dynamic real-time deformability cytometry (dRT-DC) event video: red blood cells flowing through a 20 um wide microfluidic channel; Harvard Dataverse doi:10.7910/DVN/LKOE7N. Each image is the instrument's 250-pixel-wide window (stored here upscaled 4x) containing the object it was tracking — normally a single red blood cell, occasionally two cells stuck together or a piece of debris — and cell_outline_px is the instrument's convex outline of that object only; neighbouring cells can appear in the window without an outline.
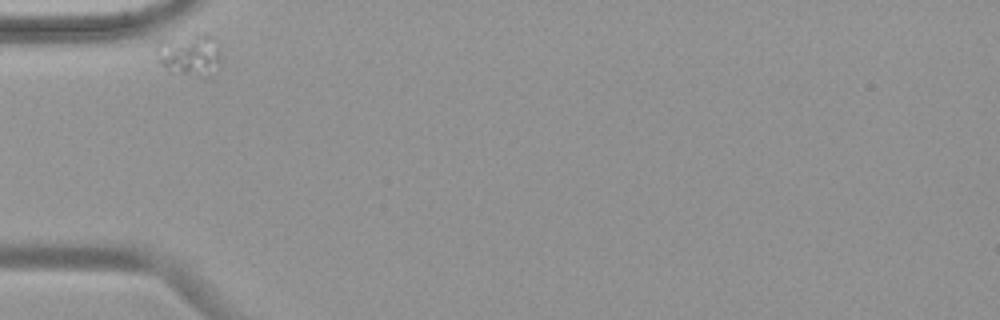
{"species": "common noctule bat (a hibernating species)", "species_latin": "Nyctalus noctula", "temperature_condition": "warm", "stored_images_in_passage": 32, "camera_frame_rate_fps": 3000, "um_per_image_px": 0.085, "animal": {"sex": "female", "body_mass_g": 19.9}, "frame": {"image": 1, "passage_image": 1, "time_ms": 0.0, "image_size_px": [1000, 320], "cell_outline_px": [[220, 60], [216, 72], [208, 76], [200, 76], [180, 72], [164, 64], [160, 60], [160, 36], [216, 36]], "centroid_in_image_um": [16.2, 4.61], "position_along_channel_um": 68.8, "area_um2": 14.97}}